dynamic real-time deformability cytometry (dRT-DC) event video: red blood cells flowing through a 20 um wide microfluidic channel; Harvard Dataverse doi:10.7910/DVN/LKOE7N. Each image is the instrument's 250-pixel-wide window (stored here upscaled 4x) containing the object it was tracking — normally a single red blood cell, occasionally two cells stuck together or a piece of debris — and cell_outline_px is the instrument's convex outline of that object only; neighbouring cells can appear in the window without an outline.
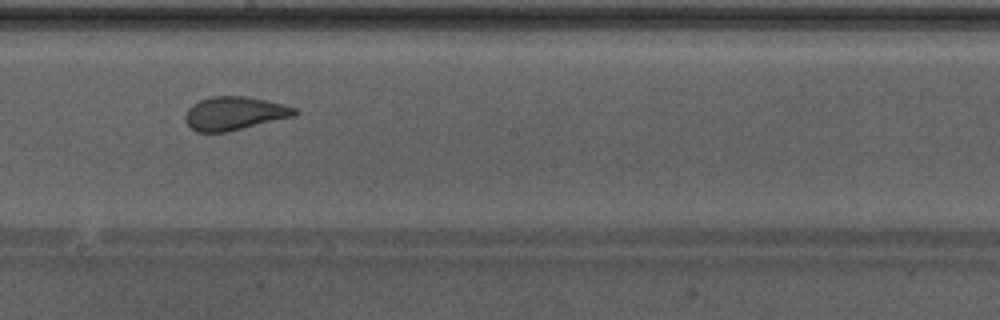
{"species": "Egyptian fruit bat (a non-hibernating species)", "species_latin": "Rousettus aegyptiacus", "temperature_condition": "warm", "stored_images_in_passage": 45, "camera_frame_rate_fps": 3000, "um_per_image_px": 0.085, "animal": {"sex": "male"}, "frame": {"image": 1, "passage_image": 26, "time_ms": 8.333, "image_size_px": [1000, 320], "cell_outline_px": [[300, 112], [296, 116], [228, 132], [196, 132], [184, 120], [184, 116], [188, 108], [192, 104], [200, 100], [212, 96], [244, 96], [284, 104], [296, 108]], "centroid_in_image_um": [19.94, 9.64], "position_along_channel_um": 228.3, "area_um2": 21.5}}